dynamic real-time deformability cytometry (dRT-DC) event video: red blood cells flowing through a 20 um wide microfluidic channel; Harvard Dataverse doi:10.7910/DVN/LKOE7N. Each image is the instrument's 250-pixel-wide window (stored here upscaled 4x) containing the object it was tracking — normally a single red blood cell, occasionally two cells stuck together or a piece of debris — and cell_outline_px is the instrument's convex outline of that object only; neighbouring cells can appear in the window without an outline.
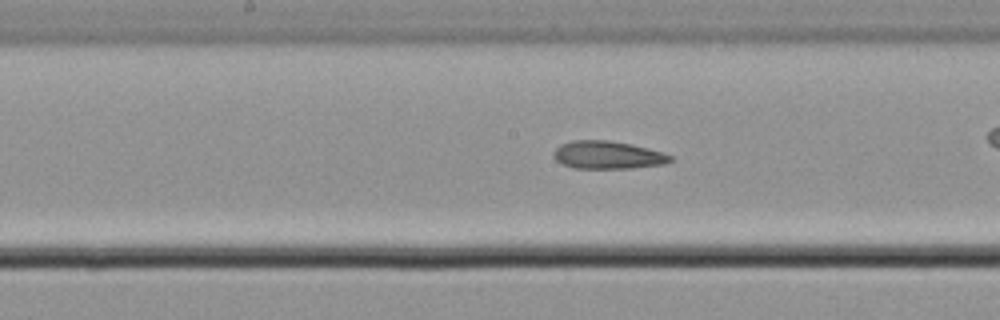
{"species": "common noctule bat (a hibernating species)", "species_latin": "Nyctalus noctula", "temperature_condition": "cold", "stored_images_in_passage": 24, "camera_frame_rate_fps": 3000, "um_per_image_px": 0.085, "animal": {"sex": "male", "body_mass_g": 21.5, "forearm_length_mm": 52.0}, "frame": {"image": 1, "passage_image": 8, "time_ms": 2.333, "image_size_px": [1000, 320], "cell_outline_px": [[672, 160], [664, 164], [632, 168], [576, 168], [564, 164], [556, 160], [552, 156], [552, 152], [560, 144], [572, 140], [608, 140], [632, 144], [648, 148], [672, 156]], "centroid_in_image_um": [51.62, 13.16], "position_along_channel_um": 196.6, "area_um2": 18.9}}